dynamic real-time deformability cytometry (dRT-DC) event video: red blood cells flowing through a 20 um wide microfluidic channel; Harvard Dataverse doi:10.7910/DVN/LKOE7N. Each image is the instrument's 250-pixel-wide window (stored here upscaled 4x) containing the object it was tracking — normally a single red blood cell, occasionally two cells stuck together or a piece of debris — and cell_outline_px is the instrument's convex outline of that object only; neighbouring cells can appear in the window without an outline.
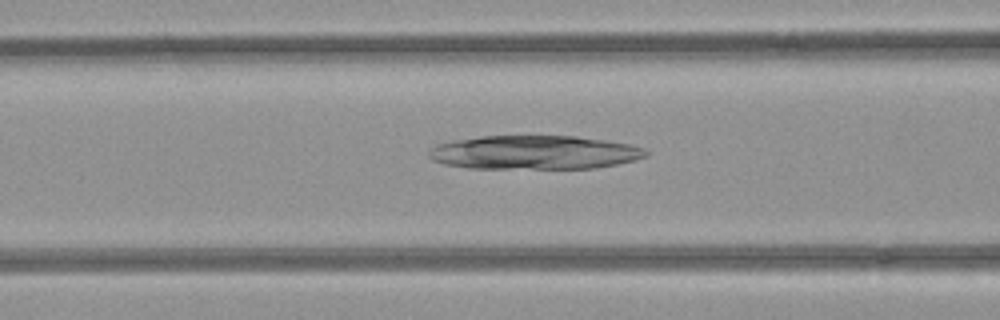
{"species": "common noctule bat (a hibernating species)", "species_latin": "Nyctalus noctula", "temperature_condition": "room temperature", "stored_images_in_passage": 51, "camera_frame_rate_fps": 3000, "um_per_image_px": 0.085, "animal": {"sex": "female", "body_mass_g": 21.9}, "frame": {"image": 1, "passage_image": 20, "time_ms": 6.333, "image_size_px": [1000, 320], "cell_outline_px": [[648, 156], [636, 160], [596, 168], [468, 168], [444, 164], [432, 160], [428, 156], [428, 152], [436, 144], [452, 140], [480, 136], [576, 136], [604, 140], [628, 144], [644, 148], [648, 152]], "centroid_in_image_um": [45.4, 12.95], "position_along_channel_um": 121.2, "area_um2": 42.89}}
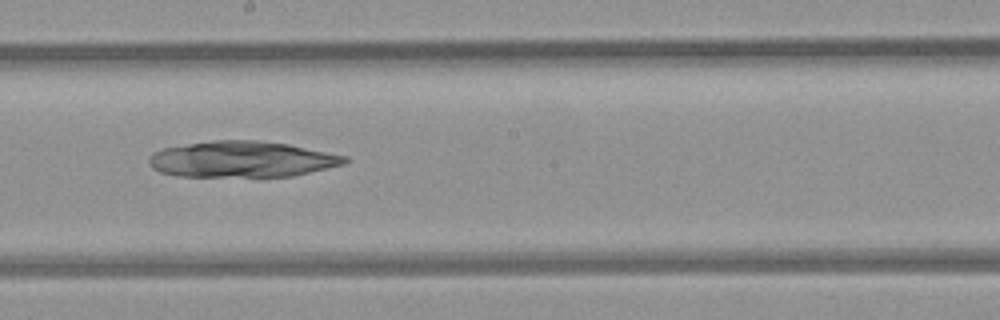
{"frame": {"image": 2, "passage_image": 28, "time_ms": 9.0, "image_size_px": [1000, 320], "cell_outline_px": [[348, 160], [344, 164], [292, 176], [180, 176], [160, 172], [152, 168], [148, 164], [148, 156], [152, 152], [164, 148], [212, 140], [260, 140], [288, 144], [348, 156]], "centroid_in_image_um": [20.54, 13.53], "position_along_channel_um": 227.7, "area_um2": 41.04}}
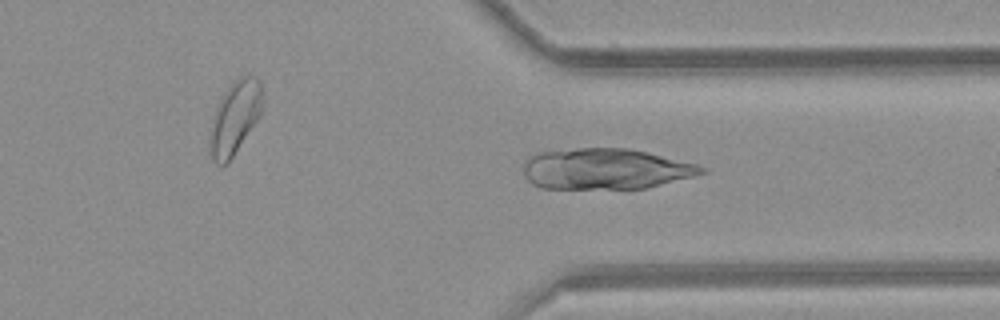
{"frame": {"image": 3, "passage_image": 38, "time_ms": 12.333, "image_size_px": [1000, 320], "cell_outline_px": [[708, 168], [704, 172], [692, 176], [648, 188], [540, 188], [532, 184], [524, 176], [524, 160], [528, 156], [540, 152], [580, 148], [628, 148], [648, 152], [696, 164]], "centroid_in_image_um": [51.43, 14.35], "position_along_channel_um": 360.0, "area_um2": 42.25}}